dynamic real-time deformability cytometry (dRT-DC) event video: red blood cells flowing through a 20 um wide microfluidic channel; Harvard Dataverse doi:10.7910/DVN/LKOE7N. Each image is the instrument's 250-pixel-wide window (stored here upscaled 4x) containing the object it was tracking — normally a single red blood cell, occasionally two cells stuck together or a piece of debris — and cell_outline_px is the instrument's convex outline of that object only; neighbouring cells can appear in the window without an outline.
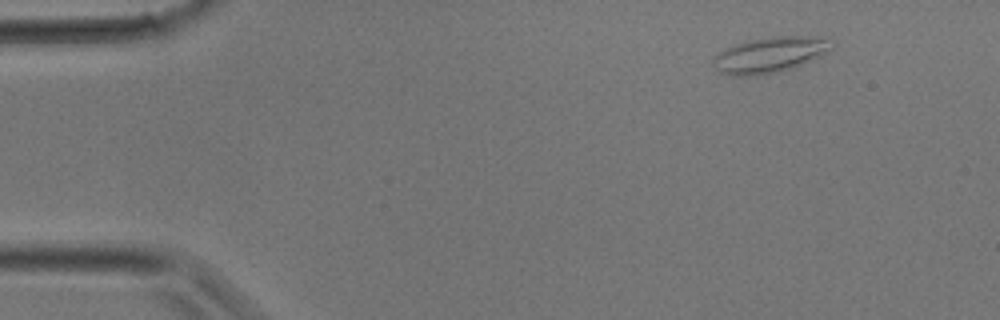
{"species": "common noctule bat (a hibernating species)", "species_latin": "Nyctalus noctula", "temperature_condition": "room temperature", "stored_images_in_passage": 31, "camera_frame_rate_fps": 3000, "um_per_image_px": 0.085, "animal": {"sex": "male", "body_mass_g": 17.9}, "frame": {"image": 1, "passage_image": 1, "time_ms": 0.0, "image_size_px": [1000, 320], "cell_outline_px": [[836, 40], [832, 48], [820, 56], [792, 68], [776, 72], [756, 76], [728, 76], [720, 72], [712, 64], [712, 60], [720, 52], [736, 44], [752, 40], [772, 36], [816, 36]], "centroid_in_image_um": [65.47, 4.66], "position_along_channel_um": 19.5, "area_um2": 24.62}}
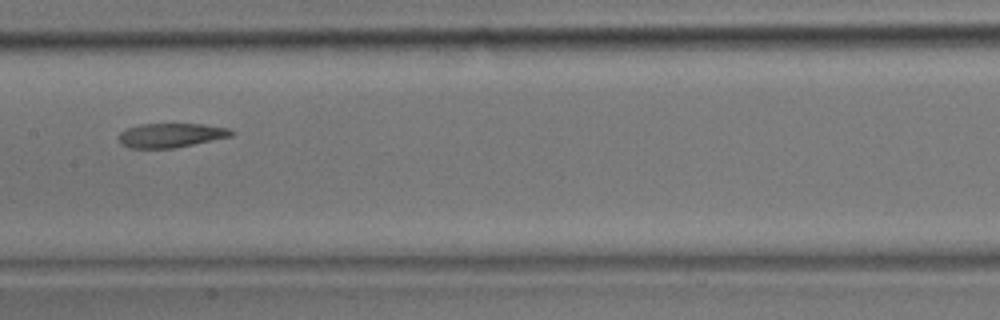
{"frame": {"image": 2, "passage_image": 14, "time_ms": 4.333, "image_size_px": [1000, 320], "cell_outline_px": [[236, 132], [232, 136], [172, 148], [128, 148], [120, 144], [116, 136], [120, 132], [128, 128], [140, 124], [204, 124], [228, 128]], "centroid_in_image_um": [14.48, 11.5], "position_along_channel_um": 192.9, "area_um2": 15.95}}
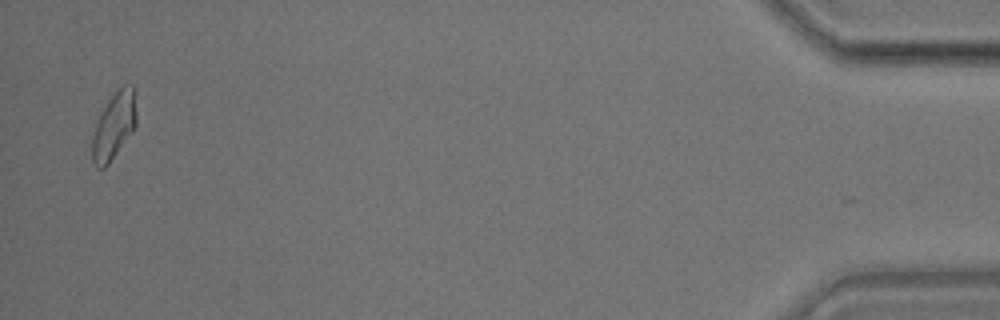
{"frame": {"image": 3, "passage_image": 30, "time_ms": 9.667, "image_size_px": [1000, 320], "cell_outline_px": [[136, 124], [132, 132], [108, 164], [104, 168], [96, 168], [92, 164], [92, 136], [96, 124], [108, 100], [124, 84], [132, 84], [136, 112]], "centroid_in_image_um": [9.67, 10.73], "position_along_channel_um": 425.5, "area_um2": 16.88}}